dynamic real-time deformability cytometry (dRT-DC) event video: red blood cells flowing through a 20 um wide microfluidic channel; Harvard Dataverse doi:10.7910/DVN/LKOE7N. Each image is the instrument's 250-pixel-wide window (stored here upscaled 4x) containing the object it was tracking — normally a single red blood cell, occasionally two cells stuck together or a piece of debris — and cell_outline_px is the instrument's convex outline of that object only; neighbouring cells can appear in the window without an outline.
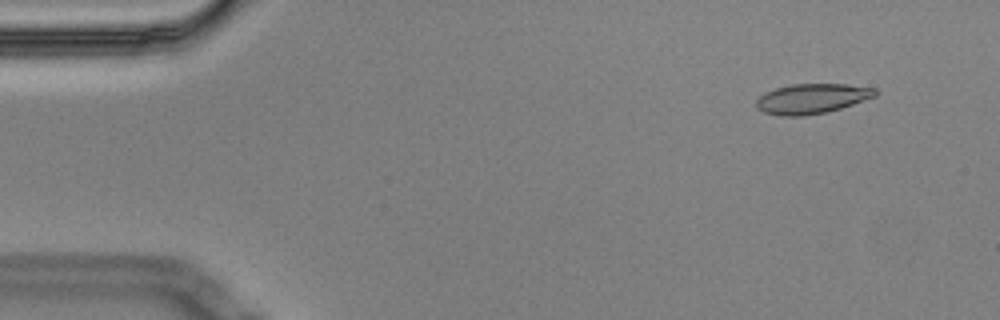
{"species": "Egyptian fruit bat (a non-hibernating species)", "species_latin": "Rousettus aegyptiacus", "temperature_condition": "cold", "stored_images_in_passage": 5, "camera_frame_rate_fps": 3000, "um_per_image_px": 0.085, "animal": {"sex": "male"}, "frame": {"image": 1, "passage_image": 2, "time_ms": 0.333, "image_size_px": [1000, 320], "cell_outline_px": [[876, 96], [840, 108], [824, 112], [804, 116], [780, 116], [764, 112], [756, 108], [756, 100], [764, 92], [776, 88], [792, 84], [848, 84], [876, 88]], "centroid_in_image_um": [68.98, 8.38], "position_along_channel_um": 16.0, "area_um2": 20.69}}
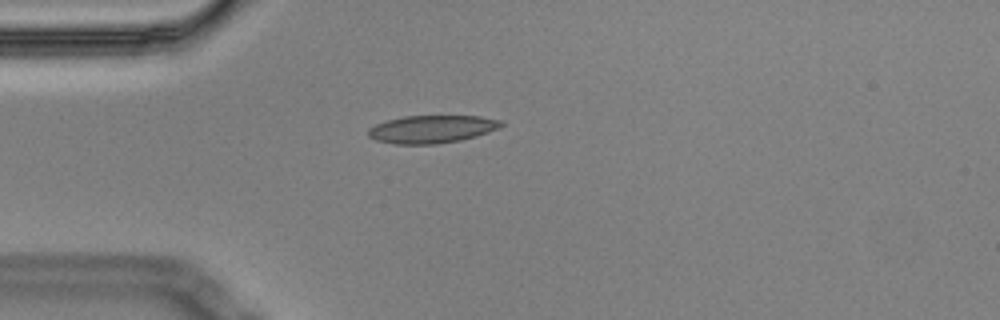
{"frame": {"image": 2, "passage_image": 5, "time_ms": 1.333, "image_size_px": [1000, 320], "cell_outline_px": [[504, 124], [488, 132], [476, 136], [460, 140], [436, 144], [396, 144], [376, 140], [368, 136], [368, 128], [376, 124], [388, 120], [404, 116], [480, 116], [500, 120]], "centroid_in_image_um": [36.68, 10.98], "position_along_channel_um": 48.3, "area_um2": 21.33}}